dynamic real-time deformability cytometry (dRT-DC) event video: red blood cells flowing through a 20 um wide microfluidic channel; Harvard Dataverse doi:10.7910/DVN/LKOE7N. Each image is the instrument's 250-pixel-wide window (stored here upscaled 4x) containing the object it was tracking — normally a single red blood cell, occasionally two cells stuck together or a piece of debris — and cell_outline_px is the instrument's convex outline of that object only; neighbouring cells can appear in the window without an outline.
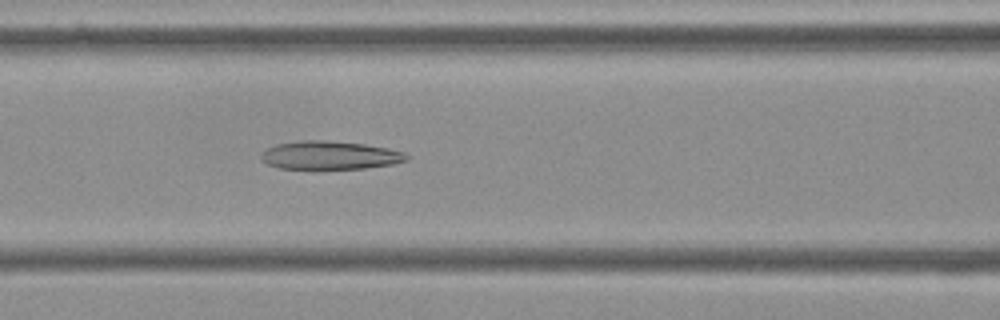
{"species": "Egyptian fruit bat (a non-hibernating species)", "species_latin": "Rousettus aegyptiacus", "temperature_condition": "cold", "stored_images_in_passage": 50, "camera_frame_rate_fps": 3000, "um_per_image_px": 0.085, "frame": {"image": 1, "passage_image": 23, "time_ms": 7.333, "image_size_px": [1000, 320], "cell_outline_px": [[412, 156], [408, 160], [392, 164], [364, 168], [316, 172], [312, 172], [280, 168], [268, 164], [260, 156], [268, 148], [276, 144], [300, 140], [320, 140], [364, 144], [388, 148], [404, 152]], "centroid_in_image_um": [28.05, 13.25], "position_along_channel_um": 138.6, "area_um2": 24.97}}
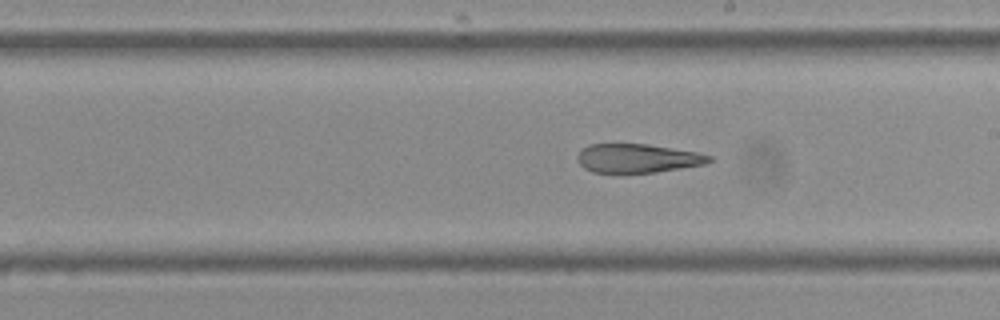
{"frame": {"image": 2, "passage_image": 31, "time_ms": 10.0, "image_size_px": [1000, 320], "cell_outline_px": [[712, 160], [704, 164], [656, 172], [592, 172], [584, 168], [576, 160], [576, 156], [580, 148], [588, 144], [648, 144], [696, 152], [712, 156]], "centroid_in_image_um": [54.13, 13.44], "position_along_channel_um": 234.9, "area_um2": 22.08}}
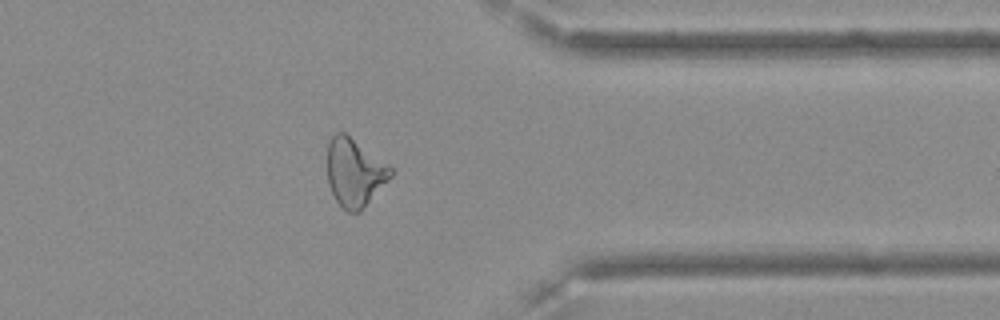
{"frame": {"image": 3, "passage_image": 44, "time_ms": 14.333, "image_size_px": [1000, 320], "cell_outline_px": [[392, 176], [360, 212], [344, 212], [336, 200], [328, 184], [328, 140], [336, 132], [344, 132], [392, 168]], "centroid_in_image_um": [30.12, 14.69], "position_along_channel_um": 381.3, "area_um2": 24.85}}